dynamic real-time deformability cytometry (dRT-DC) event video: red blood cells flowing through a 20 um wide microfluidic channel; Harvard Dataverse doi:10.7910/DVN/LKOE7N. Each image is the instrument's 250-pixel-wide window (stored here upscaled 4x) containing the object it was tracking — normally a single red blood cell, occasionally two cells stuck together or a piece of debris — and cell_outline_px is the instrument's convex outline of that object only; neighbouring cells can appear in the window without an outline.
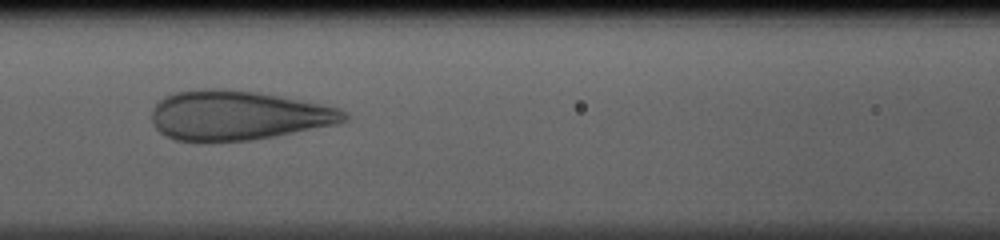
{"species": "human", "species_latin": "Homo sapiens", "temperature_condition": "cold", "stored_images_in_passage": 32, "camera_frame_rate_fps": 3000, "um_per_image_px": 0.085, "donor": {"sex": "male"}, "frame": {"image": 1, "passage_image": 7, "time_ms": 2.0, "image_size_px": [1000, 240], "cell_outline_px": [[348, 120], [336, 124], [252, 140], [204, 144], [176, 140], [164, 136], [152, 124], [152, 112], [156, 104], [164, 96], [176, 92], [212, 88], [224, 88], [280, 96], [340, 108], [348, 112]], "centroid_in_image_um": [20.17, 9.84], "position_along_channel_um": 146.4, "area_um2": 56.01}}
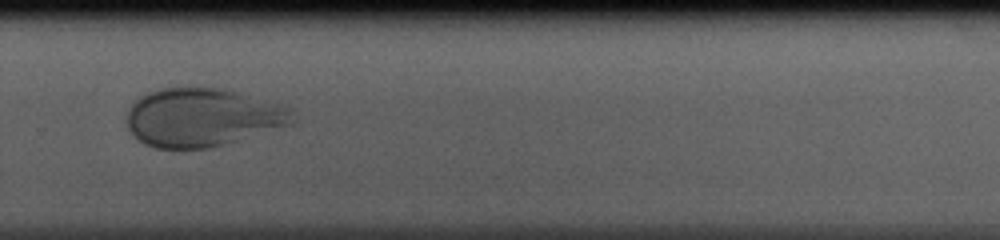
{"frame": {"image": 2, "passage_image": 19, "time_ms": 6.0, "image_size_px": [1000, 240], "cell_outline_px": [[292, 124], [224, 144], [208, 148], [156, 148], [144, 144], [128, 128], [128, 112], [132, 104], [136, 100], [152, 92], [164, 88], [192, 84], [224, 88], [280, 104], [292, 108]], "centroid_in_image_um": [17.21, 9.94], "position_along_channel_um": 312.6, "area_um2": 56.41}}
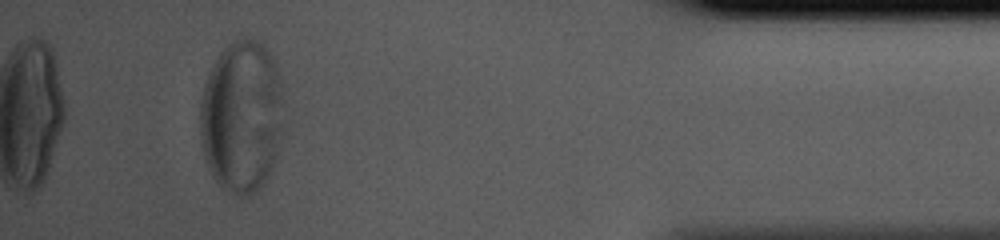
{"frame": {"image": 3, "passage_image": 29, "time_ms": 9.333, "image_size_px": [1000, 240], "cell_outline_px": [[280, 132], [272, 168], [268, 176], [256, 192], [244, 196], [236, 196], [220, 184], [212, 176], [208, 168], [204, 156], [200, 136], [200, 104], [204, 84], [208, 72], [212, 64], [220, 52], [232, 40], [248, 36], [252, 36], [260, 40], [264, 44], [276, 64], [280, 88]], "centroid_in_image_um": [20.49, 9.85], "position_along_channel_um": 414.7, "area_um2": 73.98}}